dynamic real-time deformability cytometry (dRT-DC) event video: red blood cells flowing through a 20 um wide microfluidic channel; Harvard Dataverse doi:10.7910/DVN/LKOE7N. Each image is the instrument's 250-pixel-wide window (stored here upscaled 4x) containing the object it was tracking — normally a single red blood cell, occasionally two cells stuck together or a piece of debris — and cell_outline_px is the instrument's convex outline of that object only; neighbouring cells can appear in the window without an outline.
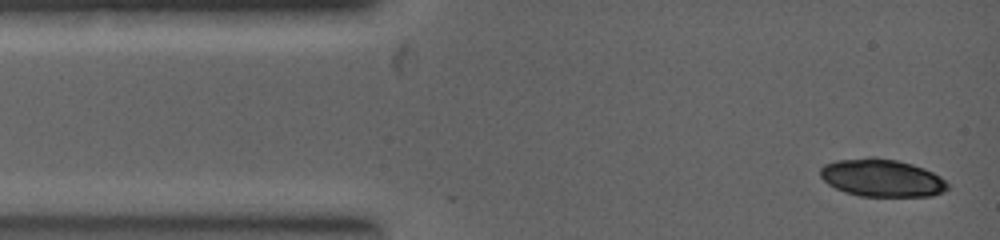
{"species": "common noctule bat (a hibernating species)", "species_latin": "Nyctalus noctula", "temperature_condition": "warm", "stored_images_in_passage": 3, "camera_frame_rate_fps": 5000, "um_per_image_px": 0.085, "animal": {"sex": "female", "body_mass_g": 19.0, "forearm_length_mm": 53.3}, "frame": {"image": 1, "passage_image": 1, "time_ms": 0.0, "image_size_px": [1000, 240], "cell_outline_px": [[948, 188], [944, 192], [932, 196], [860, 196], [844, 192], [828, 184], [820, 176], [820, 168], [824, 164], [836, 160], [868, 156], [872, 156], [896, 160], [912, 164], [924, 168], [940, 176], [948, 184]], "centroid_in_image_um": [74.94, 15.11], "position_along_channel_um": 10.1, "area_um2": 28.15}}